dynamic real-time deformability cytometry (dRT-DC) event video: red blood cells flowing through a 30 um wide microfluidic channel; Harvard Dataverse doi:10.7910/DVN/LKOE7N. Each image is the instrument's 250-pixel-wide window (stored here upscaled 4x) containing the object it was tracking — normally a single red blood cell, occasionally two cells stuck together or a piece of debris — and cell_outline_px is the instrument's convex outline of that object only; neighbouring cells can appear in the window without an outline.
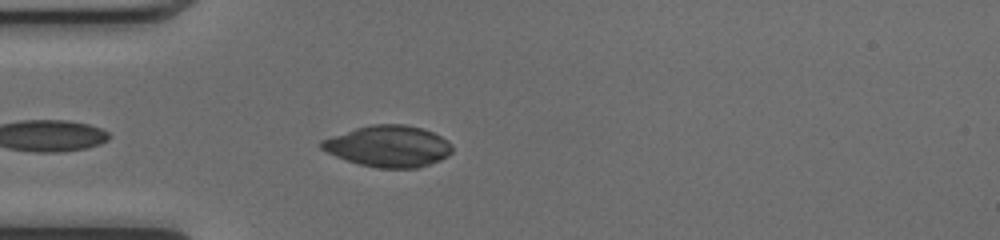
{"species": "common noctule bat (a hibernating species)", "species_latin": "Nyctalus noctula", "temperature_condition": "cold", "stored_images_in_passage": 32, "camera_frame_rate_fps": 3000, "um_per_image_px": 0.085, "animal": {"sex": "female", "body_mass_g": 17.0, "forearm_length_mm": 48.0}, "frame": {"image": 1, "passage_image": 3, "time_ms": 0.667, "image_size_px": [1000, 240], "cell_outline_px": [[452, 152], [448, 156], [440, 160], [416, 168], [376, 168], [360, 164], [336, 156], [320, 148], [320, 140], [356, 128], [372, 124], [404, 124], [420, 128], [432, 132], [448, 140], [452, 144]], "centroid_in_image_um": [33.03, 12.43], "position_along_channel_um": 52.0, "area_um2": 31.33}}
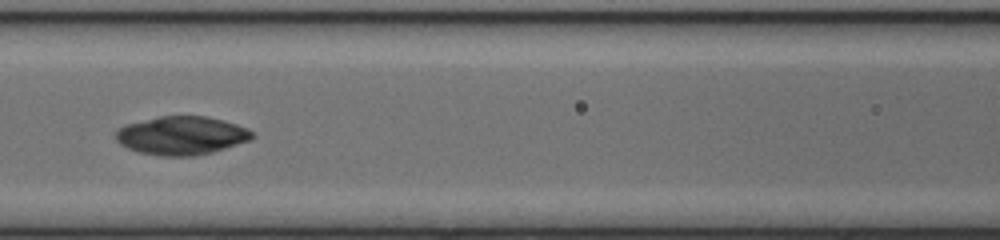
{"frame": {"image": 2, "passage_image": 11, "time_ms": 3.333, "image_size_px": [1000, 240], "cell_outline_px": [[256, 136], [248, 140], [212, 152], [192, 156], [164, 156], [140, 152], [128, 148], [120, 144], [116, 140], [116, 132], [124, 124], [160, 116], [204, 116], [224, 120], [248, 128]], "centroid_in_image_um": [15.42, 11.51], "position_along_channel_um": 151.2, "area_um2": 30.35}}
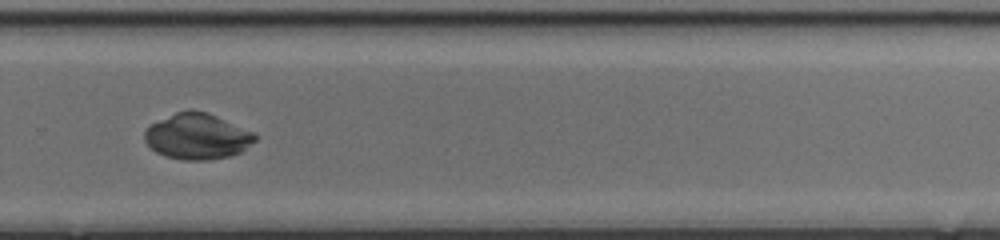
{"frame": {"image": 3, "passage_image": 23, "time_ms": 7.333, "image_size_px": [1000, 240], "cell_outline_px": [[256, 140], [244, 152], [232, 156], [208, 160], [180, 160], [164, 156], [156, 152], [144, 140], [144, 132], [152, 124], [176, 112], [208, 112], [252, 132], [256, 136]], "centroid_in_image_um": [16.8, 11.64], "position_along_channel_um": 313.0, "area_um2": 29.19}, "authors_computed_cell_mechanics": {"area_um2": 29.9115, "velocity_mm_per_s": 4.0587, "shape_relaxation_time_tau1_ms": null, "shape_relaxation_time_tau2_ms": 2.0938, "deformation_change_tau1": null, "deformation_change_tau2": 0.0198}}